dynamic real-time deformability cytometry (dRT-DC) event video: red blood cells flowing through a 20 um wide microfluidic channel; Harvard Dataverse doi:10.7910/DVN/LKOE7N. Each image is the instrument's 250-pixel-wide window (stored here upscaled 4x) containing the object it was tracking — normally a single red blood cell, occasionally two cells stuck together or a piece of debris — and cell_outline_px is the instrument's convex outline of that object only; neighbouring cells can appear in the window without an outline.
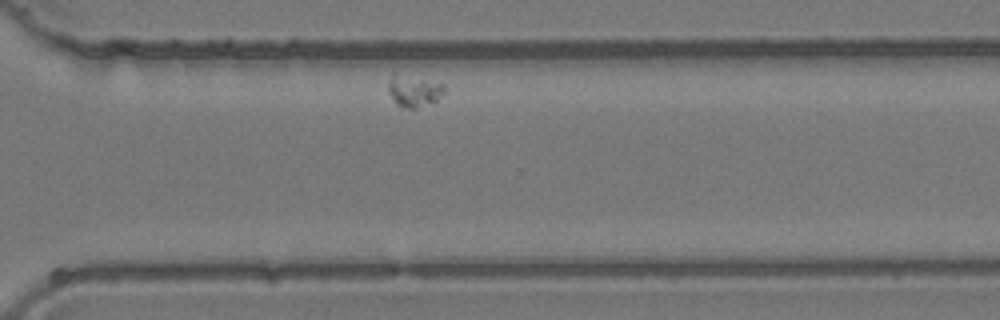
{"species": "common noctule bat (a hibernating species)", "species_latin": "Nyctalus noctula", "temperature_condition": "room temperature", "stored_images_in_passage": 24, "camera_frame_rate_fps": 3000, "um_per_image_px": 0.085, "animal": {"sex": "female", "body_mass_g": 24.6, "forearm_length_mm": 56.2}, "frame": {"image": 1, "passage_image": 21, "time_ms": 6.667, "image_size_px": [1000, 320], "cell_outline_px": [[448, 92], [436, 100], [416, 108], [400, 108], [396, 104], [388, 92], [388, 84], [392, 72], [444, 84]], "centroid_in_image_um": [35.18, 7.73], "position_along_channel_um": 335.4, "area_um2": 10.46}}
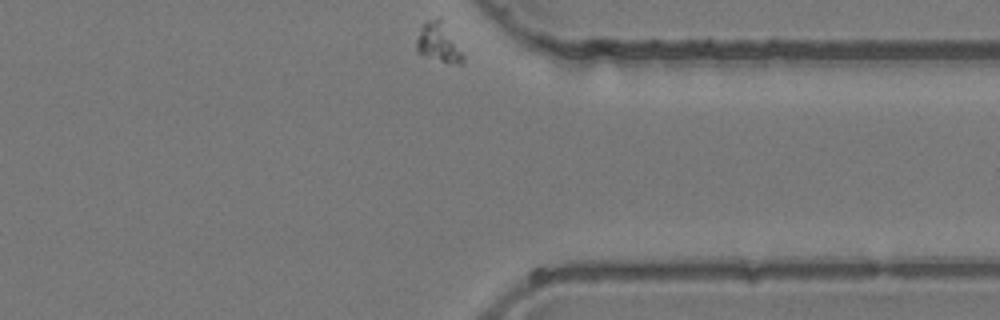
{"frame": {"image": 2, "passage_image": 24, "time_ms": 7.667, "image_size_px": [1000, 320], "cell_outline_px": [[464, 64], [448, 64], [416, 52], [416, 40], [420, 28], [428, 20], [440, 16], [464, 56]], "centroid_in_image_um": [37.27, 3.64], "position_along_channel_um": 374.1, "area_um2": 10.64}}